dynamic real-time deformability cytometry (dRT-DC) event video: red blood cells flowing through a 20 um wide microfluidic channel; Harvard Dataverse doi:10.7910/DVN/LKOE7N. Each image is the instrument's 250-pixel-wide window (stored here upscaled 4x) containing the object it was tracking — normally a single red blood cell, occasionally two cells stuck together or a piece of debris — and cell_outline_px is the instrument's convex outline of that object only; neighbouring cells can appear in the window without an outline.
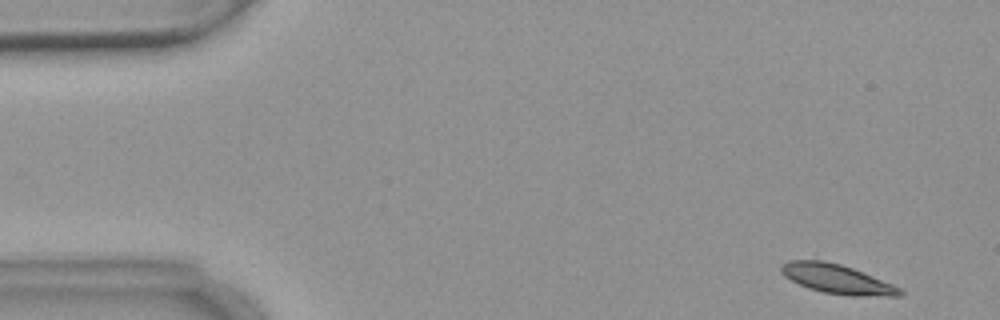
{"species": "common noctule bat (a hibernating species)", "species_latin": "Nyctalus noctula", "temperature_condition": "warm", "stored_images_in_passage": 5, "camera_frame_rate_fps": 3000, "um_per_image_px": 0.085, "animal": {"sex": "female", "body_mass_g": 18.4}, "frame": {"image": 1, "passage_image": 1, "time_ms": 0.0, "image_size_px": [1000, 320], "cell_outline_px": [[904, 292], [900, 296], [852, 296], [824, 292], [808, 288], [784, 276], [780, 272], [780, 264], [788, 260], [824, 260], [840, 264], [852, 268], [892, 284], [900, 288]], "centroid_in_image_um": [71.11, 23.71], "position_along_channel_um": 13.9, "area_um2": 20.17}}